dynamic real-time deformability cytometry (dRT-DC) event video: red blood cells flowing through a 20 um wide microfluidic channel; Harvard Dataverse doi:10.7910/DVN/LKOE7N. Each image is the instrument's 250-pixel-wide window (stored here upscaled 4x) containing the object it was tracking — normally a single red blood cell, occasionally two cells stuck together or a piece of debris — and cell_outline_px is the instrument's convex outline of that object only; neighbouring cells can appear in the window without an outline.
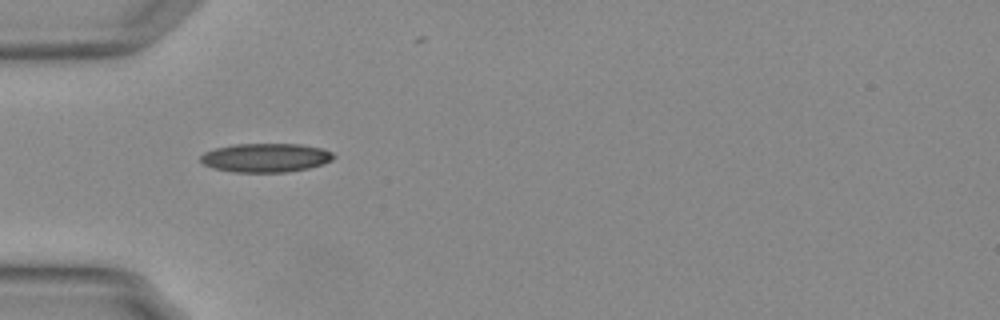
{"species": "Egyptian fruit bat (a non-hibernating species)", "species_latin": "Rousettus aegyptiacus", "temperature_condition": "warm", "stored_images_in_passage": 39, "camera_frame_rate_fps": 3000, "um_per_image_px": 0.085, "animal": {"sex": "female"}, "frame": {"image": 1, "passage_image": 1, "time_ms": 0.0, "image_size_px": [1000, 320], "cell_outline_px": [[336, 156], [332, 160], [324, 164], [308, 168], [284, 172], [232, 172], [212, 168], [204, 164], [200, 160], [200, 156], [204, 152], [216, 148], [236, 144], [300, 144], [324, 148], [332, 152]], "centroid_in_image_um": [22.61, 13.4], "position_along_channel_um": 62.4, "area_um2": 22.48}}
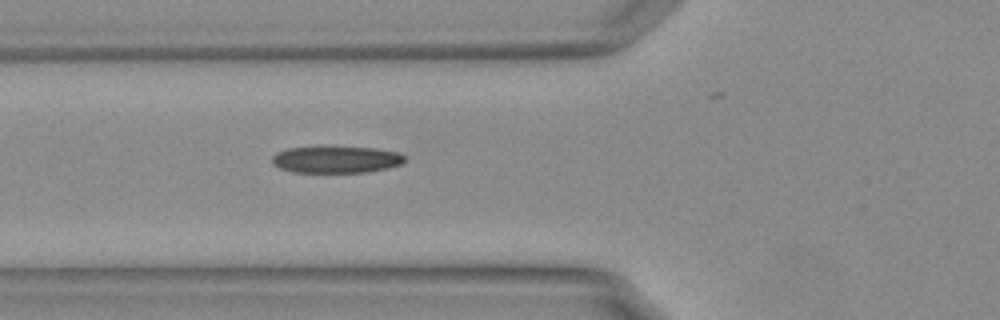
{"frame": {"image": 2, "passage_image": 4, "time_ms": 1.0, "image_size_px": [1000, 320], "cell_outline_px": [[404, 160], [400, 164], [388, 168], [368, 172], [292, 172], [280, 168], [272, 164], [272, 156], [276, 152], [288, 148], [376, 148], [400, 152], [404, 156]], "centroid_in_image_um": [28.57, 13.57], "position_along_channel_um": 97.2, "area_um2": 20.4}}
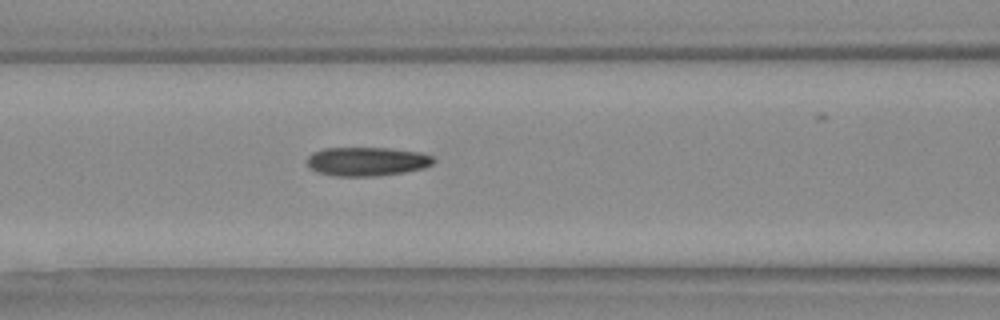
{"frame": {"image": 3, "passage_image": 7, "time_ms": 2.0, "image_size_px": [1000, 320], "cell_outline_px": [[436, 160], [432, 164], [420, 168], [404, 172], [380, 176], [336, 176], [316, 172], [308, 168], [304, 160], [312, 152], [324, 148], [392, 148], [420, 152], [432, 156]], "centroid_in_image_um": [31.12, 13.72], "position_along_channel_um": 135.5, "area_um2": 21.56}, "authors_computed_cell_mechanics": {"area_um2": 20.9814, "velocity_mm_per_s": 3.7614, "shape_relaxation_time_tau1_ms": 5.7524, "shape_relaxation_time_tau2_ms": 2.8133, "deformation_change_tau1": 0.1759, "deformation_change_tau2": 0.0995}}